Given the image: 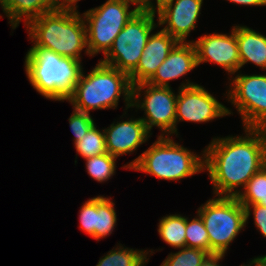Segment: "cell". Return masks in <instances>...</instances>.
Instances as JSON below:
<instances>
[{"label":"cell","mask_w":266,"mask_h":266,"mask_svg":"<svg viewBox=\"0 0 266 266\" xmlns=\"http://www.w3.org/2000/svg\"><path fill=\"white\" fill-rule=\"evenodd\" d=\"M208 255L201 249L183 247L176 253H170L160 266H202Z\"/></svg>","instance_id":"484cf974"},{"label":"cell","mask_w":266,"mask_h":266,"mask_svg":"<svg viewBox=\"0 0 266 266\" xmlns=\"http://www.w3.org/2000/svg\"><path fill=\"white\" fill-rule=\"evenodd\" d=\"M185 230L186 217L172 214L160 219L157 231L165 243L180 249L186 247Z\"/></svg>","instance_id":"d6986e66"},{"label":"cell","mask_w":266,"mask_h":266,"mask_svg":"<svg viewBox=\"0 0 266 266\" xmlns=\"http://www.w3.org/2000/svg\"><path fill=\"white\" fill-rule=\"evenodd\" d=\"M122 96L125 107H132V84L125 72L106 65L101 61L90 71L82 74L74 92L66 101L73 105V109L90 113V110L115 109Z\"/></svg>","instance_id":"277c9868"},{"label":"cell","mask_w":266,"mask_h":266,"mask_svg":"<svg viewBox=\"0 0 266 266\" xmlns=\"http://www.w3.org/2000/svg\"><path fill=\"white\" fill-rule=\"evenodd\" d=\"M240 69L251 62L266 70V36L247 26H235Z\"/></svg>","instance_id":"e0dca14e"},{"label":"cell","mask_w":266,"mask_h":266,"mask_svg":"<svg viewBox=\"0 0 266 266\" xmlns=\"http://www.w3.org/2000/svg\"><path fill=\"white\" fill-rule=\"evenodd\" d=\"M200 157L170 136H158L157 140L141 155L123 168L145 172L159 179L177 181L204 170V150Z\"/></svg>","instance_id":"5b68a950"},{"label":"cell","mask_w":266,"mask_h":266,"mask_svg":"<svg viewBox=\"0 0 266 266\" xmlns=\"http://www.w3.org/2000/svg\"><path fill=\"white\" fill-rule=\"evenodd\" d=\"M244 191H241L236 198L243 206L260 204L266 199V162L247 182Z\"/></svg>","instance_id":"7402d4cb"},{"label":"cell","mask_w":266,"mask_h":266,"mask_svg":"<svg viewBox=\"0 0 266 266\" xmlns=\"http://www.w3.org/2000/svg\"><path fill=\"white\" fill-rule=\"evenodd\" d=\"M142 90L143 100L140 98ZM177 96L172 87H156L142 82L132 86V108L145 111L146 116L140 118L150 132L153 126H157L162 131L161 136H172L175 134Z\"/></svg>","instance_id":"30bf717a"},{"label":"cell","mask_w":266,"mask_h":266,"mask_svg":"<svg viewBox=\"0 0 266 266\" xmlns=\"http://www.w3.org/2000/svg\"><path fill=\"white\" fill-rule=\"evenodd\" d=\"M197 213L208 232L211 254H226L230 243L246 225L245 209L236 197L209 199Z\"/></svg>","instance_id":"8992f818"},{"label":"cell","mask_w":266,"mask_h":266,"mask_svg":"<svg viewBox=\"0 0 266 266\" xmlns=\"http://www.w3.org/2000/svg\"><path fill=\"white\" fill-rule=\"evenodd\" d=\"M116 159L109 153L85 159L87 173L95 181L106 182L115 174Z\"/></svg>","instance_id":"cb8c5ba5"},{"label":"cell","mask_w":266,"mask_h":266,"mask_svg":"<svg viewBox=\"0 0 266 266\" xmlns=\"http://www.w3.org/2000/svg\"><path fill=\"white\" fill-rule=\"evenodd\" d=\"M132 5H136L139 11H155V5L151 0H126Z\"/></svg>","instance_id":"4dcf8cb0"},{"label":"cell","mask_w":266,"mask_h":266,"mask_svg":"<svg viewBox=\"0 0 266 266\" xmlns=\"http://www.w3.org/2000/svg\"><path fill=\"white\" fill-rule=\"evenodd\" d=\"M149 252L117 246L102 256L96 266H145L149 262Z\"/></svg>","instance_id":"ffe728a7"},{"label":"cell","mask_w":266,"mask_h":266,"mask_svg":"<svg viewBox=\"0 0 266 266\" xmlns=\"http://www.w3.org/2000/svg\"><path fill=\"white\" fill-rule=\"evenodd\" d=\"M156 11H138L120 31L102 63L128 75L137 67L155 24Z\"/></svg>","instance_id":"ba28073f"},{"label":"cell","mask_w":266,"mask_h":266,"mask_svg":"<svg viewBox=\"0 0 266 266\" xmlns=\"http://www.w3.org/2000/svg\"><path fill=\"white\" fill-rule=\"evenodd\" d=\"M197 66L193 40L178 42L147 83L156 87H170V80L187 75Z\"/></svg>","instance_id":"2e32d148"},{"label":"cell","mask_w":266,"mask_h":266,"mask_svg":"<svg viewBox=\"0 0 266 266\" xmlns=\"http://www.w3.org/2000/svg\"><path fill=\"white\" fill-rule=\"evenodd\" d=\"M177 43L175 38L162 29L155 34L151 33L137 67L129 74L132 86L147 82Z\"/></svg>","instance_id":"9a60e30c"},{"label":"cell","mask_w":266,"mask_h":266,"mask_svg":"<svg viewBox=\"0 0 266 266\" xmlns=\"http://www.w3.org/2000/svg\"><path fill=\"white\" fill-rule=\"evenodd\" d=\"M260 205L266 207V199H264V200L260 203Z\"/></svg>","instance_id":"8d00e7d4"},{"label":"cell","mask_w":266,"mask_h":266,"mask_svg":"<svg viewBox=\"0 0 266 266\" xmlns=\"http://www.w3.org/2000/svg\"><path fill=\"white\" fill-rule=\"evenodd\" d=\"M80 0H52L54 10L77 11V2Z\"/></svg>","instance_id":"f546056e"},{"label":"cell","mask_w":266,"mask_h":266,"mask_svg":"<svg viewBox=\"0 0 266 266\" xmlns=\"http://www.w3.org/2000/svg\"><path fill=\"white\" fill-rule=\"evenodd\" d=\"M103 130L107 153L115 157L135 151L151 135L141 118L113 122Z\"/></svg>","instance_id":"5bb4252c"},{"label":"cell","mask_w":266,"mask_h":266,"mask_svg":"<svg viewBox=\"0 0 266 266\" xmlns=\"http://www.w3.org/2000/svg\"><path fill=\"white\" fill-rule=\"evenodd\" d=\"M203 0H169L157 10L158 25L178 42H187V37L196 28Z\"/></svg>","instance_id":"4fadbf2b"},{"label":"cell","mask_w":266,"mask_h":266,"mask_svg":"<svg viewBox=\"0 0 266 266\" xmlns=\"http://www.w3.org/2000/svg\"><path fill=\"white\" fill-rule=\"evenodd\" d=\"M130 4L126 0H107L83 13L89 56L108 53L117 35L139 11L136 7L130 11Z\"/></svg>","instance_id":"52a82bcc"},{"label":"cell","mask_w":266,"mask_h":266,"mask_svg":"<svg viewBox=\"0 0 266 266\" xmlns=\"http://www.w3.org/2000/svg\"><path fill=\"white\" fill-rule=\"evenodd\" d=\"M74 146L84 159L107 153L104 130L101 132L94 124Z\"/></svg>","instance_id":"603a6c76"},{"label":"cell","mask_w":266,"mask_h":266,"mask_svg":"<svg viewBox=\"0 0 266 266\" xmlns=\"http://www.w3.org/2000/svg\"><path fill=\"white\" fill-rule=\"evenodd\" d=\"M245 136L213 138L204 149V170L217 196L236 197L266 162V129L244 128Z\"/></svg>","instance_id":"6da1fadb"},{"label":"cell","mask_w":266,"mask_h":266,"mask_svg":"<svg viewBox=\"0 0 266 266\" xmlns=\"http://www.w3.org/2000/svg\"><path fill=\"white\" fill-rule=\"evenodd\" d=\"M227 1L247 6H266V0H227Z\"/></svg>","instance_id":"d6a6232c"},{"label":"cell","mask_w":266,"mask_h":266,"mask_svg":"<svg viewBox=\"0 0 266 266\" xmlns=\"http://www.w3.org/2000/svg\"><path fill=\"white\" fill-rule=\"evenodd\" d=\"M1 7L12 29L18 27L23 18L27 25L42 14L54 11L52 0H5Z\"/></svg>","instance_id":"ac0fdd59"},{"label":"cell","mask_w":266,"mask_h":266,"mask_svg":"<svg viewBox=\"0 0 266 266\" xmlns=\"http://www.w3.org/2000/svg\"><path fill=\"white\" fill-rule=\"evenodd\" d=\"M254 266H266V261L260 256L253 259Z\"/></svg>","instance_id":"836d02e7"},{"label":"cell","mask_w":266,"mask_h":266,"mask_svg":"<svg viewBox=\"0 0 266 266\" xmlns=\"http://www.w3.org/2000/svg\"><path fill=\"white\" fill-rule=\"evenodd\" d=\"M69 126L74 134V144L86 134V132L95 124L90 113L80 112L73 109L70 116Z\"/></svg>","instance_id":"83f0119b"},{"label":"cell","mask_w":266,"mask_h":266,"mask_svg":"<svg viewBox=\"0 0 266 266\" xmlns=\"http://www.w3.org/2000/svg\"><path fill=\"white\" fill-rule=\"evenodd\" d=\"M227 99L241 115L244 128L266 129V74L231 78Z\"/></svg>","instance_id":"9c48e42d"},{"label":"cell","mask_w":266,"mask_h":266,"mask_svg":"<svg viewBox=\"0 0 266 266\" xmlns=\"http://www.w3.org/2000/svg\"><path fill=\"white\" fill-rule=\"evenodd\" d=\"M243 207L245 209L246 222L249 219L251 212L253 211L255 226L266 238V207L261 206L260 204H253ZM251 208H253L252 211Z\"/></svg>","instance_id":"f1b7e54d"},{"label":"cell","mask_w":266,"mask_h":266,"mask_svg":"<svg viewBox=\"0 0 266 266\" xmlns=\"http://www.w3.org/2000/svg\"><path fill=\"white\" fill-rule=\"evenodd\" d=\"M112 198L96 196L95 240L109 236L117 223V215Z\"/></svg>","instance_id":"44dd1931"},{"label":"cell","mask_w":266,"mask_h":266,"mask_svg":"<svg viewBox=\"0 0 266 266\" xmlns=\"http://www.w3.org/2000/svg\"><path fill=\"white\" fill-rule=\"evenodd\" d=\"M260 257L266 261V255L265 256H260Z\"/></svg>","instance_id":"74e56055"},{"label":"cell","mask_w":266,"mask_h":266,"mask_svg":"<svg viewBox=\"0 0 266 266\" xmlns=\"http://www.w3.org/2000/svg\"><path fill=\"white\" fill-rule=\"evenodd\" d=\"M185 241L186 247L201 249L211 254L208 232L198 213L191 221L186 217Z\"/></svg>","instance_id":"d4e9b609"},{"label":"cell","mask_w":266,"mask_h":266,"mask_svg":"<svg viewBox=\"0 0 266 266\" xmlns=\"http://www.w3.org/2000/svg\"><path fill=\"white\" fill-rule=\"evenodd\" d=\"M240 266H253V259L252 260H250V262H249V264H243V265H240Z\"/></svg>","instance_id":"d590c367"},{"label":"cell","mask_w":266,"mask_h":266,"mask_svg":"<svg viewBox=\"0 0 266 266\" xmlns=\"http://www.w3.org/2000/svg\"><path fill=\"white\" fill-rule=\"evenodd\" d=\"M26 30L34 43L31 48H43L58 55L81 61V52L86 48V25L80 12L54 10L31 20Z\"/></svg>","instance_id":"7a4b0ae2"},{"label":"cell","mask_w":266,"mask_h":266,"mask_svg":"<svg viewBox=\"0 0 266 266\" xmlns=\"http://www.w3.org/2000/svg\"><path fill=\"white\" fill-rule=\"evenodd\" d=\"M186 81L178 89L175 116L176 136L178 135L177 123L180 121L202 123L232 113L203 86Z\"/></svg>","instance_id":"8fae6325"},{"label":"cell","mask_w":266,"mask_h":266,"mask_svg":"<svg viewBox=\"0 0 266 266\" xmlns=\"http://www.w3.org/2000/svg\"><path fill=\"white\" fill-rule=\"evenodd\" d=\"M224 256L225 254H209L202 266H220L219 261L222 260Z\"/></svg>","instance_id":"1f68e13d"},{"label":"cell","mask_w":266,"mask_h":266,"mask_svg":"<svg viewBox=\"0 0 266 266\" xmlns=\"http://www.w3.org/2000/svg\"><path fill=\"white\" fill-rule=\"evenodd\" d=\"M167 1H169V0H156V6H155V10H156V7H157V9L161 6V5H163L164 3H166Z\"/></svg>","instance_id":"e575fe53"},{"label":"cell","mask_w":266,"mask_h":266,"mask_svg":"<svg viewBox=\"0 0 266 266\" xmlns=\"http://www.w3.org/2000/svg\"><path fill=\"white\" fill-rule=\"evenodd\" d=\"M79 221L80 229L95 239V227H96V197L88 199L80 207Z\"/></svg>","instance_id":"4316f807"},{"label":"cell","mask_w":266,"mask_h":266,"mask_svg":"<svg viewBox=\"0 0 266 266\" xmlns=\"http://www.w3.org/2000/svg\"><path fill=\"white\" fill-rule=\"evenodd\" d=\"M80 60L58 55L43 48H30L25 71L33 88L49 100L63 101L74 92L82 74Z\"/></svg>","instance_id":"3957f363"},{"label":"cell","mask_w":266,"mask_h":266,"mask_svg":"<svg viewBox=\"0 0 266 266\" xmlns=\"http://www.w3.org/2000/svg\"><path fill=\"white\" fill-rule=\"evenodd\" d=\"M193 44L196 49L197 65L213 62L232 76L240 70L238 43L233 26L231 34L213 33L203 35Z\"/></svg>","instance_id":"7c38bea8"}]
</instances>
